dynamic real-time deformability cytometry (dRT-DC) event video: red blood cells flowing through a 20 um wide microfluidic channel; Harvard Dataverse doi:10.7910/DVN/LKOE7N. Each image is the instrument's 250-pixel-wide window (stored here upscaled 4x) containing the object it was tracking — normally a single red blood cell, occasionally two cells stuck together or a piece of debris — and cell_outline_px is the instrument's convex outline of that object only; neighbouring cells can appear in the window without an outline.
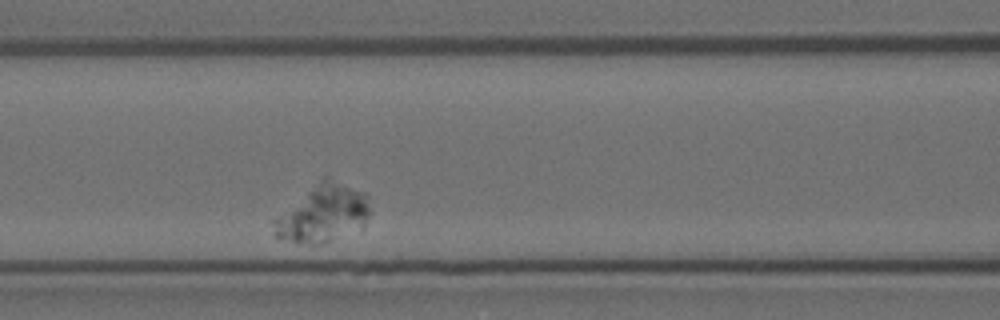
{"species": "Egyptian fruit bat (a non-hibernating species)", "species_latin": "Rousettus aegyptiacus", "temperature_condition": "room temperature", "stored_images_in_passage": 34, "camera_frame_rate_fps": 3000, "um_per_image_px": 0.085, "animal": {"sex": "female"}, "frame": {"image": 1, "passage_image": 10, "time_ms": 3.0, "image_size_px": [1000, 320], "cell_outline_px": [[372, 212], [364, 224], [320, 244], [312, 244], [288, 240], [276, 236], [272, 220], [324, 176], [328, 176], [364, 192], [368, 196]], "centroid_in_image_um": [27.48, 18.1], "position_along_channel_um": 139.1, "area_um2": 31.44}}
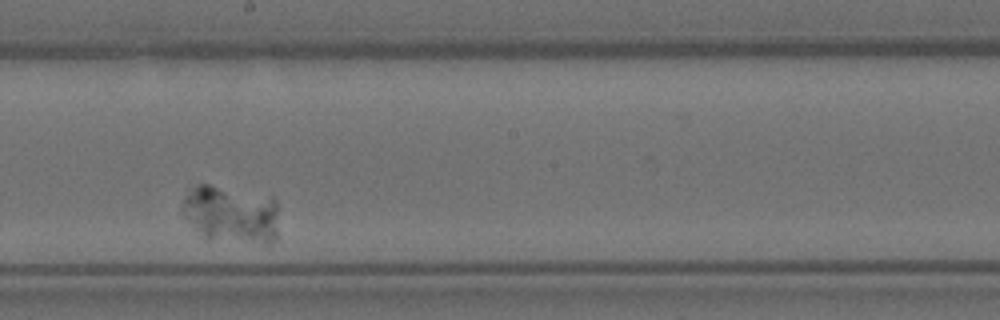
{"frame": {"image": 2, "passage_image": 19, "time_ms": 6.0, "image_size_px": [1000, 320], "cell_outline_px": [[280, 236], [276, 240], [268, 244], [264, 244], [204, 236], [184, 216], [184, 200], [200, 184], [208, 184], [272, 196], [276, 200]], "centroid_in_image_um": [19.8, 18.21], "position_along_channel_um": 228.4, "area_um2": 31.91}}
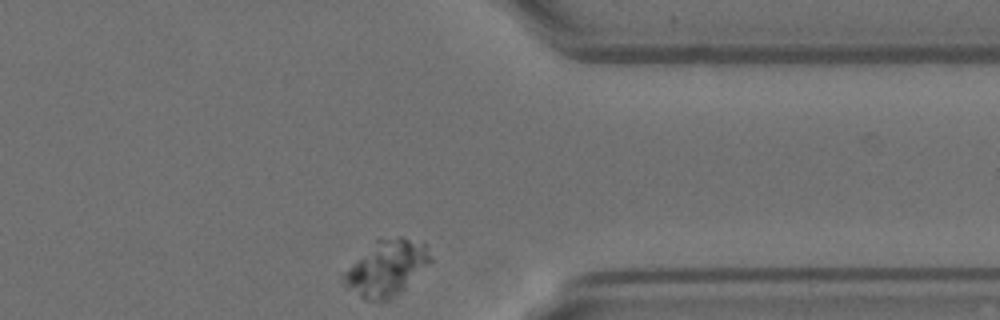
{"frame": {"image": 3, "passage_image": 34, "time_ms": 11.0, "image_size_px": [1000, 320], "cell_outline_px": [[432, 260], [392, 300], [364, 300], [348, 288], [344, 284], [340, 276], [376, 240], [400, 236], [404, 236], [424, 244]], "centroid_in_image_um": [32.83, 22.8], "position_along_channel_um": 378.6, "area_um2": 27.51}}